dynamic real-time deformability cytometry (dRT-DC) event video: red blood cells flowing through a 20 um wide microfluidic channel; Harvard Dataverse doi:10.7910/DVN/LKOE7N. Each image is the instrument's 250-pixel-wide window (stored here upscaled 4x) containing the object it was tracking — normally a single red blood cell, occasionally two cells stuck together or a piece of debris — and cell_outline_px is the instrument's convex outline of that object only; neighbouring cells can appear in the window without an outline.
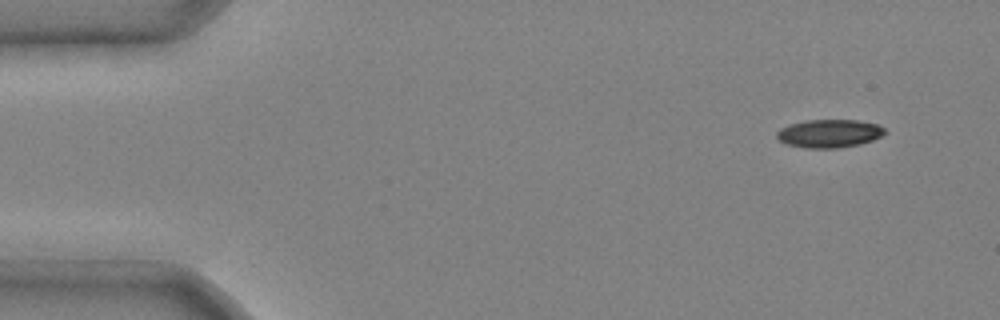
{"species": "common noctule bat (a hibernating species)", "species_latin": "Nyctalus noctula", "temperature_condition": "cold", "stored_images_in_passage": 4, "camera_frame_rate_fps": 3000, "um_per_image_px": 0.085, "animal": {"sex": "male", "body_mass_g": 20.4}, "frame": {"image": 1, "passage_image": 1, "time_ms": 0.0, "image_size_px": [1000, 320], "cell_outline_px": [[888, 132], [872, 140], [860, 144], [840, 148], [804, 148], [788, 144], [780, 140], [776, 136], [776, 132], [780, 128], [788, 124], [804, 120], [856, 120], [876, 124], [884, 128]], "centroid_in_image_um": [70.47, 11.34], "position_along_channel_um": 14.5, "area_um2": 17.8}}
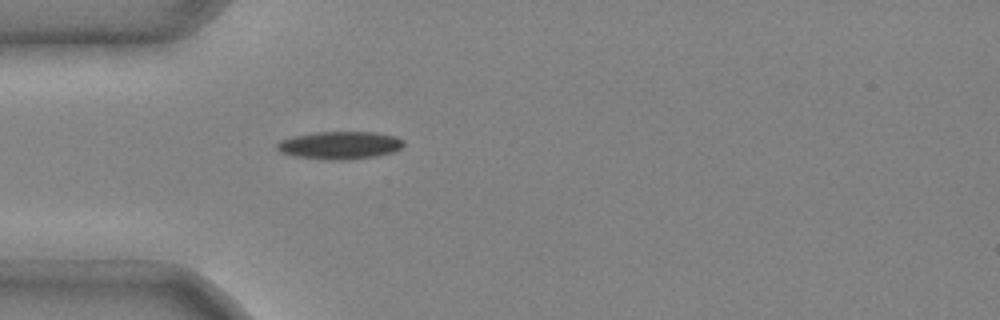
{"frame": {"image": 2, "passage_image": 4, "time_ms": 1.0, "image_size_px": [1000, 320], "cell_outline_px": [[404, 144], [400, 148], [392, 152], [376, 156], [344, 160], [332, 160], [292, 156], [280, 152], [276, 148], [276, 144], [280, 140], [292, 136], [316, 132], [372, 132], [396, 136], [404, 140]], "centroid_in_image_um": [28.85, 12.34], "position_along_channel_um": 56.1, "area_um2": 20.52}}